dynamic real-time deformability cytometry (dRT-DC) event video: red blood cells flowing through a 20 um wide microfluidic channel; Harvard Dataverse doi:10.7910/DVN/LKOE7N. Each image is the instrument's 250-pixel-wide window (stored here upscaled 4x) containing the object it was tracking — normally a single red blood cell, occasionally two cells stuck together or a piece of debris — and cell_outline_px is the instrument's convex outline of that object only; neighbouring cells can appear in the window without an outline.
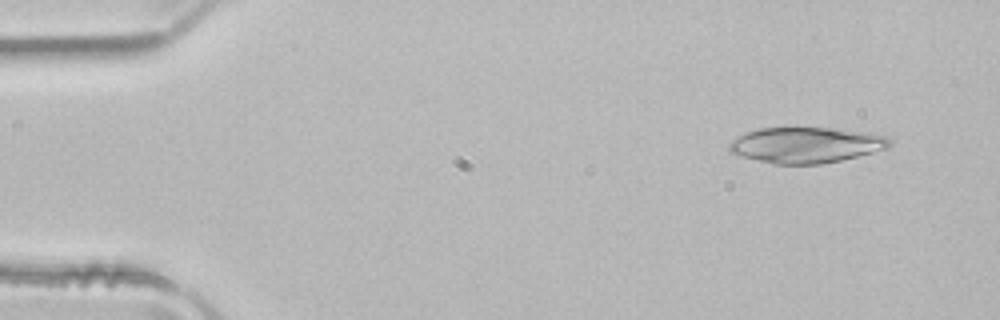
{"species": "common noctule bat (a hibernating species)", "species_latin": "Nyctalus noctula", "temperature_condition": "room temperature", "stored_images_in_passage": 46, "camera_frame_rate_fps": 3000, "um_per_image_px": 0.085, "animal": {"sex": "male", "body_mass_g": 21.5, "forearm_length_mm": 52.0}, "frame": {"image": 1, "passage_image": 1, "time_ms": 0.0, "image_size_px": [1000, 320], "cell_outline_px": [[892, 144], [888, 148], [840, 160], [820, 164], [772, 164], [728, 152], [728, 144], [732, 140], [744, 132], [760, 128], [832, 128], [864, 132], [884, 136], [892, 140]], "centroid_in_image_um": [68.47, 12.32], "position_along_channel_um": 16.5, "area_um2": 33.23}}